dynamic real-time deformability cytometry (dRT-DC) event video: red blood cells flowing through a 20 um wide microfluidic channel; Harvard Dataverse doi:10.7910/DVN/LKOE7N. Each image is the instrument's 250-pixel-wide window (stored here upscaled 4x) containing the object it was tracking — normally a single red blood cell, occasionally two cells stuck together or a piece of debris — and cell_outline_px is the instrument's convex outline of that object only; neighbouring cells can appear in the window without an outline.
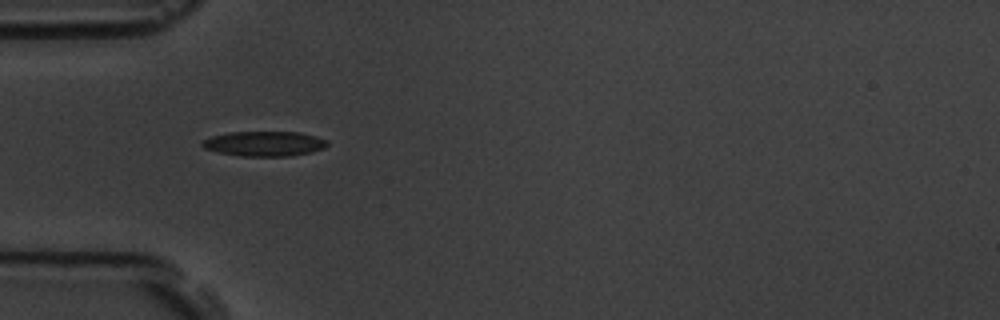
{"species": "common noctule bat (a hibernating species)", "species_latin": "Nyctalus noctula", "temperature_condition": "room temperature", "stored_images_in_passage": 2, "camera_frame_rate_fps": 3000, "um_per_image_px": 0.085, "animal": {"sex": "male", "body_mass_g": 19.5, "forearm_length_mm": 54.6}, "frame": {"image": 1, "passage_image": 1, "time_ms": 0.0, "image_size_px": [1000, 320], "cell_outline_px": [[328, 144], [324, 148], [312, 152], [292, 156], [240, 156], [220, 152], [204, 148], [200, 144], [204, 140], [212, 136], [232, 132], [300, 132], [316, 136], [328, 140]], "centroid_in_image_um": [22.52, 12.21], "position_along_channel_um": 62.5, "area_um2": 18.15}}
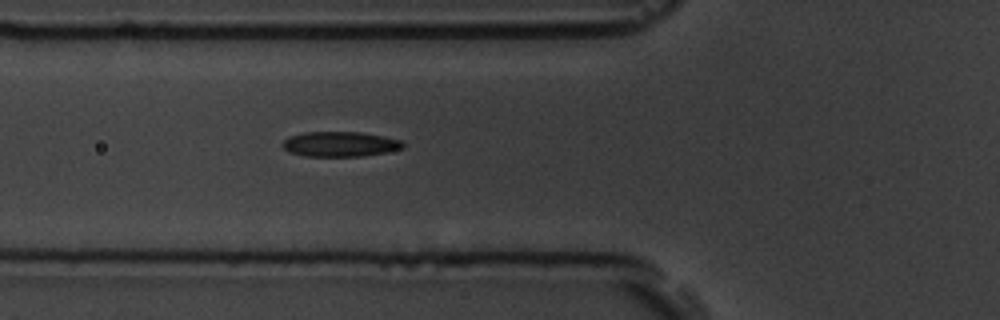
{"frame": {"image": 2, "passage_image": 2, "time_ms": 1.0, "image_size_px": [1000, 320], "cell_outline_px": [[404, 148], [364, 156], [304, 156], [288, 152], [280, 144], [288, 136], [304, 132], [360, 132], [384, 136], [400, 140], [404, 144]], "centroid_in_image_um": [28.86, 12.25], "position_along_channel_um": 96.9, "area_um2": 17.63}}